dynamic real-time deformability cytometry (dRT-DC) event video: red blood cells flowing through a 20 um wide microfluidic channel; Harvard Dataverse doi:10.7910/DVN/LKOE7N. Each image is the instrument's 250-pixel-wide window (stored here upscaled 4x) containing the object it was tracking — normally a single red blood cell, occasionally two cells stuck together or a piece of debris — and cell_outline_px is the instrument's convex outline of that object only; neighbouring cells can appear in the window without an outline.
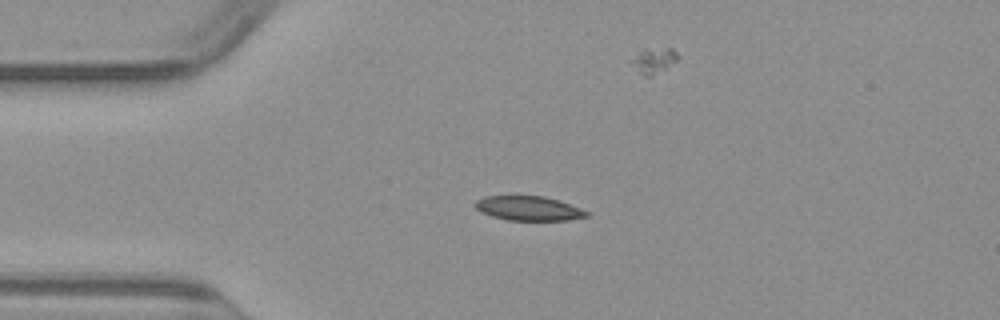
{"species": "common noctule bat (a hibernating species)", "species_latin": "Nyctalus noctula", "temperature_condition": "warm", "stored_images_in_passage": 40, "camera_frame_rate_fps": 3000, "um_per_image_px": 0.085, "animal": {"sex": "male", "body_mass_g": 23.1, "forearm_length_mm": 52.7}, "frame": {"image": 1, "passage_image": 1, "time_ms": 0.0, "image_size_px": [1000, 320], "cell_outline_px": [[588, 216], [568, 220], [508, 220], [492, 216], [476, 208], [472, 204], [476, 200], [484, 196], [544, 196], [560, 200], [580, 208], [588, 212]], "centroid_in_image_um": [44.93, 17.7], "position_along_channel_um": 40.1, "area_um2": 15.78}}
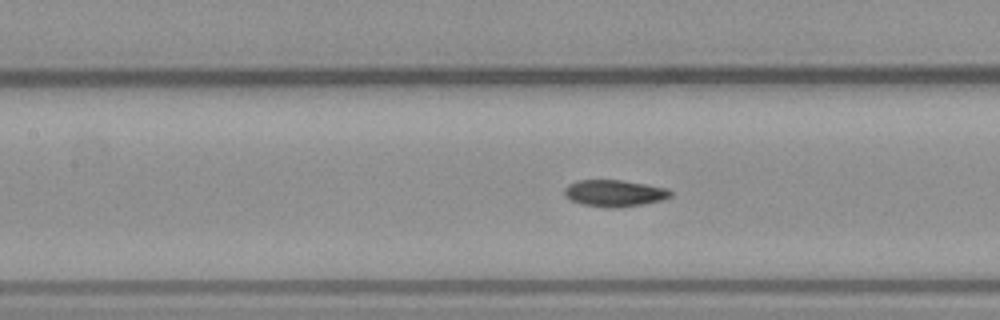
{"frame": {"image": 2, "passage_image": 11, "time_ms": 3.333, "image_size_px": [1000, 320], "cell_outline_px": [[672, 196], [660, 200], [644, 204], [616, 208], [604, 208], [584, 204], [572, 200], [564, 196], [564, 188], [568, 184], [580, 180], [620, 180], [648, 184], [668, 188], [672, 192]], "centroid_in_image_um": [52.24, 16.42], "position_along_channel_um": 155.2, "area_um2": 16.59}}
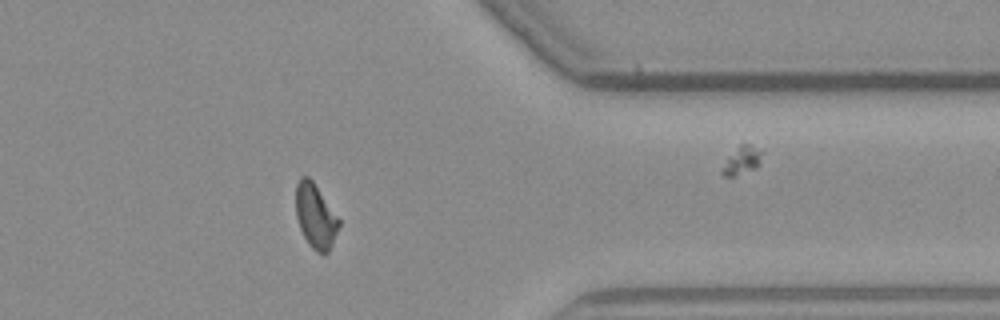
{"frame": {"image": 3, "passage_image": 29, "time_ms": 9.333, "image_size_px": [1000, 320], "cell_outline_px": [[340, 224], [332, 244], [328, 252], [324, 256], [316, 252], [308, 244], [300, 228], [296, 216], [296, 184], [300, 176], [308, 176], [312, 180], [340, 220]], "centroid_in_image_um": [26.81, 18.39], "position_along_channel_um": 384.6, "area_um2": 16.13}}